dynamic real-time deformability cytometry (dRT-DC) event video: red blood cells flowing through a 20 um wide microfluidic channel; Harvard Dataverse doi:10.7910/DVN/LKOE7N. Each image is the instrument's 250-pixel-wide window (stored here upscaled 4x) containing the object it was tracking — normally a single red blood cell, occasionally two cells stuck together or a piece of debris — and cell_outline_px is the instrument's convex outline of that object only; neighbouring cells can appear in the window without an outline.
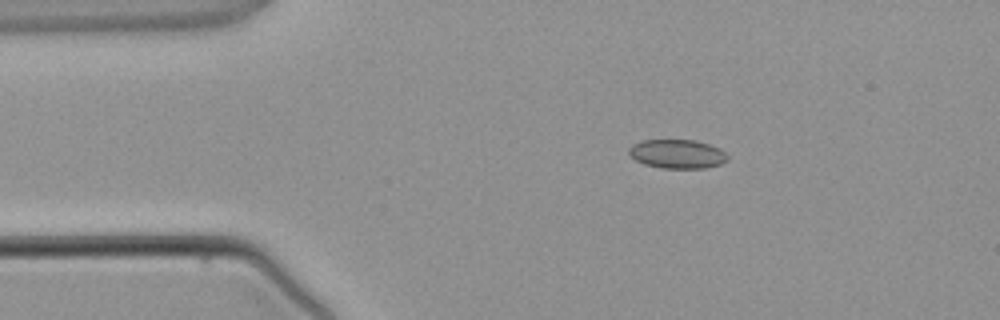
{"species": "common noctule bat (a hibernating species)", "species_latin": "Nyctalus noctula", "temperature_condition": "warm", "stored_images_in_passage": 2, "camera_frame_rate_fps": 3000, "um_per_image_px": 0.085, "animal": {"sex": "male", "body_mass_g": 21.5, "forearm_length_mm": 52.0}, "frame": {"image": 1, "passage_image": 1, "time_ms": 0.0, "image_size_px": [1000, 320], "cell_outline_px": [[728, 160], [720, 164], [704, 168], [660, 168], [644, 164], [636, 160], [628, 152], [628, 148], [632, 144], [640, 140], [696, 140], [720, 148], [728, 156]], "centroid_in_image_um": [57.55, 13.08], "position_along_channel_um": 27.4, "area_um2": 16.7}}